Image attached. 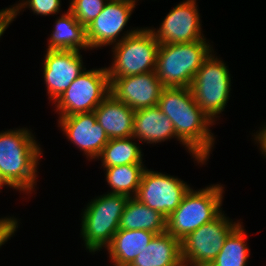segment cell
<instances>
[{"instance_id": "1", "label": "cell", "mask_w": 266, "mask_h": 266, "mask_svg": "<svg viewBox=\"0 0 266 266\" xmlns=\"http://www.w3.org/2000/svg\"><path fill=\"white\" fill-rule=\"evenodd\" d=\"M35 136L27 126L0 131V180L7 189H15L28 199L37 193L38 169L44 156Z\"/></svg>"}, {"instance_id": "2", "label": "cell", "mask_w": 266, "mask_h": 266, "mask_svg": "<svg viewBox=\"0 0 266 266\" xmlns=\"http://www.w3.org/2000/svg\"><path fill=\"white\" fill-rule=\"evenodd\" d=\"M157 106L171 120L176 136L196 156L211 159L217 135L210 128L216 124L198 106L190 88L165 87Z\"/></svg>"}, {"instance_id": "3", "label": "cell", "mask_w": 266, "mask_h": 266, "mask_svg": "<svg viewBox=\"0 0 266 266\" xmlns=\"http://www.w3.org/2000/svg\"><path fill=\"white\" fill-rule=\"evenodd\" d=\"M128 200V196L104 192L84 205L79 218L80 239L82 248L92 256L111 244Z\"/></svg>"}, {"instance_id": "4", "label": "cell", "mask_w": 266, "mask_h": 266, "mask_svg": "<svg viewBox=\"0 0 266 266\" xmlns=\"http://www.w3.org/2000/svg\"><path fill=\"white\" fill-rule=\"evenodd\" d=\"M191 185L180 205L166 220V231L180 241L223 211L225 185L209 184L195 189Z\"/></svg>"}, {"instance_id": "5", "label": "cell", "mask_w": 266, "mask_h": 266, "mask_svg": "<svg viewBox=\"0 0 266 266\" xmlns=\"http://www.w3.org/2000/svg\"><path fill=\"white\" fill-rule=\"evenodd\" d=\"M213 41L196 40L189 43L160 44L156 75L164 87L190 88L203 62L215 50Z\"/></svg>"}, {"instance_id": "6", "label": "cell", "mask_w": 266, "mask_h": 266, "mask_svg": "<svg viewBox=\"0 0 266 266\" xmlns=\"http://www.w3.org/2000/svg\"><path fill=\"white\" fill-rule=\"evenodd\" d=\"M227 65L213 51L197 71L190 86L194 100L215 124L221 122L219 120L232 96L233 77Z\"/></svg>"}, {"instance_id": "7", "label": "cell", "mask_w": 266, "mask_h": 266, "mask_svg": "<svg viewBox=\"0 0 266 266\" xmlns=\"http://www.w3.org/2000/svg\"><path fill=\"white\" fill-rule=\"evenodd\" d=\"M159 41L147 27L111 47L112 63L106 66L109 77L133 76L155 71Z\"/></svg>"}, {"instance_id": "8", "label": "cell", "mask_w": 266, "mask_h": 266, "mask_svg": "<svg viewBox=\"0 0 266 266\" xmlns=\"http://www.w3.org/2000/svg\"><path fill=\"white\" fill-rule=\"evenodd\" d=\"M243 221L231 219L223 210L215 219L201 225L181 240L186 266H209L221 251L226 238Z\"/></svg>"}, {"instance_id": "9", "label": "cell", "mask_w": 266, "mask_h": 266, "mask_svg": "<svg viewBox=\"0 0 266 266\" xmlns=\"http://www.w3.org/2000/svg\"><path fill=\"white\" fill-rule=\"evenodd\" d=\"M110 94L106 67L85 69L53 103L58 116L94 111Z\"/></svg>"}, {"instance_id": "10", "label": "cell", "mask_w": 266, "mask_h": 266, "mask_svg": "<svg viewBox=\"0 0 266 266\" xmlns=\"http://www.w3.org/2000/svg\"><path fill=\"white\" fill-rule=\"evenodd\" d=\"M137 3L135 0L107 1L101 13L86 27V38L91 51L117 44L140 28L127 27Z\"/></svg>"}, {"instance_id": "11", "label": "cell", "mask_w": 266, "mask_h": 266, "mask_svg": "<svg viewBox=\"0 0 266 266\" xmlns=\"http://www.w3.org/2000/svg\"><path fill=\"white\" fill-rule=\"evenodd\" d=\"M190 185L178 176L147 167L135 198L167 218L180 205Z\"/></svg>"}, {"instance_id": "12", "label": "cell", "mask_w": 266, "mask_h": 266, "mask_svg": "<svg viewBox=\"0 0 266 266\" xmlns=\"http://www.w3.org/2000/svg\"><path fill=\"white\" fill-rule=\"evenodd\" d=\"M197 1H180L163 17L157 28L149 27L160 44L208 40L203 33L202 16Z\"/></svg>"}, {"instance_id": "13", "label": "cell", "mask_w": 266, "mask_h": 266, "mask_svg": "<svg viewBox=\"0 0 266 266\" xmlns=\"http://www.w3.org/2000/svg\"><path fill=\"white\" fill-rule=\"evenodd\" d=\"M81 51L45 50L41 62L49 104L51 105L67 90L72 82L85 70Z\"/></svg>"}, {"instance_id": "14", "label": "cell", "mask_w": 266, "mask_h": 266, "mask_svg": "<svg viewBox=\"0 0 266 266\" xmlns=\"http://www.w3.org/2000/svg\"><path fill=\"white\" fill-rule=\"evenodd\" d=\"M57 127L88 161H95L109 138L96 121L94 111L57 116Z\"/></svg>"}, {"instance_id": "15", "label": "cell", "mask_w": 266, "mask_h": 266, "mask_svg": "<svg viewBox=\"0 0 266 266\" xmlns=\"http://www.w3.org/2000/svg\"><path fill=\"white\" fill-rule=\"evenodd\" d=\"M110 93L133 110L158 105L165 88L156 72L133 76L109 77Z\"/></svg>"}, {"instance_id": "16", "label": "cell", "mask_w": 266, "mask_h": 266, "mask_svg": "<svg viewBox=\"0 0 266 266\" xmlns=\"http://www.w3.org/2000/svg\"><path fill=\"white\" fill-rule=\"evenodd\" d=\"M133 137H135L143 146V144L160 145L168 140L178 141L179 144L187 153L190 154L191 159H194V164L203 166L207 165L209 160L196 156L175 134L171 120L160 110L158 106L142 108L135 110Z\"/></svg>"}, {"instance_id": "17", "label": "cell", "mask_w": 266, "mask_h": 266, "mask_svg": "<svg viewBox=\"0 0 266 266\" xmlns=\"http://www.w3.org/2000/svg\"><path fill=\"white\" fill-rule=\"evenodd\" d=\"M96 121L109 139L133 136L135 110L117 100L111 93L94 110Z\"/></svg>"}, {"instance_id": "18", "label": "cell", "mask_w": 266, "mask_h": 266, "mask_svg": "<svg viewBox=\"0 0 266 266\" xmlns=\"http://www.w3.org/2000/svg\"><path fill=\"white\" fill-rule=\"evenodd\" d=\"M56 17L51 34H48L46 39V50L91 51L86 38V28L68 9Z\"/></svg>"}, {"instance_id": "19", "label": "cell", "mask_w": 266, "mask_h": 266, "mask_svg": "<svg viewBox=\"0 0 266 266\" xmlns=\"http://www.w3.org/2000/svg\"><path fill=\"white\" fill-rule=\"evenodd\" d=\"M181 241L167 231L155 234L129 266H182Z\"/></svg>"}, {"instance_id": "20", "label": "cell", "mask_w": 266, "mask_h": 266, "mask_svg": "<svg viewBox=\"0 0 266 266\" xmlns=\"http://www.w3.org/2000/svg\"><path fill=\"white\" fill-rule=\"evenodd\" d=\"M155 233L145 230L119 229L111 244L104 250L110 265L129 266L132 261L148 246Z\"/></svg>"}, {"instance_id": "21", "label": "cell", "mask_w": 266, "mask_h": 266, "mask_svg": "<svg viewBox=\"0 0 266 266\" xmlns=\"http://www.w3.org/2000/svg\"><path fill=\"white\" fill-rule=\"evenodd\" d=\"M166 220L167 218L160 212L131 197L120 218L119 229L145 230L160 234L166 231Z\"/></svg>"}, {"instance_id": "22", "label": "cell", "mask_w": 266, "mask_h": 266, "mask_svg": "<svg viewBox=\"0 0 266 266\" xmlns=\"http://www.w3.org/2000/svg\"><path fill=\"white\" fill-rule=\"evenodd\" d=\"M140 142L133 136L109 139L95 161H101L102 168L127 164H144V152ZM144 160V161H143Z\"/></svg>"}, {"instance_id": "23", "label": "cell", "mask_w": 266, "mask_h": 266, "mask_svg": "<svg viewBox=\"0 0 266 266\" xmlns=\"http://www.w3.org/2000/svg\"><path fill=\"white\" fill-rule=\"evenodd\" d=\"M241 222L226 238L221 251L209 266H249L251 249Z\"/></svg>"}, {"instance_id": "24", "label": "cell", "mask_w": 266, "mask_h": 266, "mask_svg": "<svg viewBox=\"0 0 266 266\" xmlns=\"http://www.w3.org/2000/svg\"><path fill=\"white\" fill-rule=\"evenodd\" d=\"M145 164H127L103 168L104 178L110 188L107 193H116L135 197L141 182Z\"/></svg>"}, {"instance_id": "25", "label": "cell", "mask_w": 266, "mask_h": 266, "mask_svg": "<svg viewBox=\"0 0 266 266\" xmlns=\"http://www.w3.org/2000/svg\"><path fill=\"white\" fill-rule=\"evenodd\" d=\"M16 2L13 4V21H15L17 16L24 12L26 8L34 15H38V17L56 16L64 13L63 10H61L62 0H19Z\"/></svg>"}, {"instance_id": "26", "label": "cell", "mask_w": 266, "mask_h": 266, "mask_svg": "<svg viewBox=\"0 0 266 266\" xmlns=\"http://www.w3.org/2000/svg\"><path fill=\"white\" fill-rule=\"evenodd\" d=\"M68 1V10L74 15L76 20L86 28L101 13L108 0Z\"/></svg>"}, {"instance_id": "27", "label": "cell", "mask_w": 266, "mask_h": 266, "mask_svg": "<svg viewBox=\"0 0 266 266\" xmlns=\"http://www.w3.org/2000/svg\"><path fill=\"white\" fill-rule=\"evenodd\" d=\"M20 221L14 215L0 216V249L11 240V237L15 236L18 228H20Z\"/></svg>"}, {"instance_id": "28", "label": "cell", "mask_w": 266, "mask_h": 266, "mask_svg": "<svg viewBox=\"0 0 266 266\" xmlns=\"http://www.w3.org/2000/svg\"><path fill=\"white\" fill-rule=\"evenodd\" d=\"M260 125L261 126L258 127L256 132L253 133L252 131L250 134L252 136V141L257 145L260 151L259 153L263 156L262 158L266 159V122Z\"/></svg>"}, {"instance_id": "29", "label": "cell", "mask_w": 266, "mask_h": 266, "mask_svg": "<svg viewBox=\"0 0 266 266\" xmlns=\"http://www.w3.org/2000/svg\"><path fill=\"white\" fill-rule=\"evenodd\" d=\"M13 9L14 5L0 9V39L11 23H13Z\"/></svg>"}, {"instance_id": "30", "label": "cell", "mask_w": 266, "mask_h": 266, "mask_svg": "<svg viewBox=\"0 0 266 266\" xmlns=\"http://www.w3.org/2000/svg\"><path fill=\"white\" fill-rule=\"evenodd\" d=\"M4 188L7 189V187L0 180V193Z\"/></svg>"}]
</instances>
